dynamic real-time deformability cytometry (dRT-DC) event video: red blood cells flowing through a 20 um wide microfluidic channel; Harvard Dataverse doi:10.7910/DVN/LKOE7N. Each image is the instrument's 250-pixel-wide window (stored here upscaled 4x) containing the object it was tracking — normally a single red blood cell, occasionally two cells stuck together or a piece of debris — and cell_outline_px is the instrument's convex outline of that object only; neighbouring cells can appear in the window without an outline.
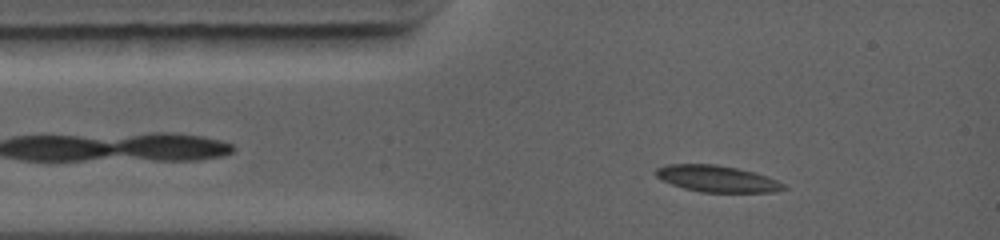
{"species": "common noctule bat (a hibernating species)", "species_latin": "Nyctalus noctula", "temperature_condition": "warm", "stored_images_in_passage": 54, "camera_frame_rate_fps": 5000, "um_per_image_px": 0.085, "animal": {"sex": "female", "body_mass_g": 19.0, "forearm_length_mm": 56.7}, "frame": {"image": 1, "passage_image": 8, "time_ms": 1.4, "image_size_px": [1000, 240], "cell_outline_px": [[788, 188], [772, 192], [700, 192], [684, 188], [672, 184], [656, 176], [652, 172], [656, 168], [664, 164], [716, 164], [736, 168], [768, 176], [784, 184]], "centroid_in_image_um": [60.91, 15.18], "position_along_channel_um": 24.1, "area_um2": 19.71}}
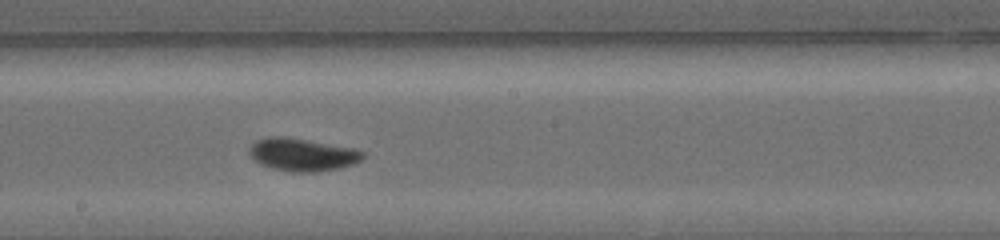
{"frame": {"image": 2, "passage_image": 33, "time_ms": 6.4, "image_size_px": [1000, 240], "cell_outline_px": [[364, 156], [360, 160], [352, 164], [340, 168], [316, 172], [288, 172], [272, 168], [260, 164], [252, 160], [248, 152], [248, 148], [256, 140], [268, 136], [284, 136], [352, 148], [364, 152]], "centroid_in_image_um": [25.63, 13.15], "position_along_channel_um": 222.6, "area_um2": 21.73}}
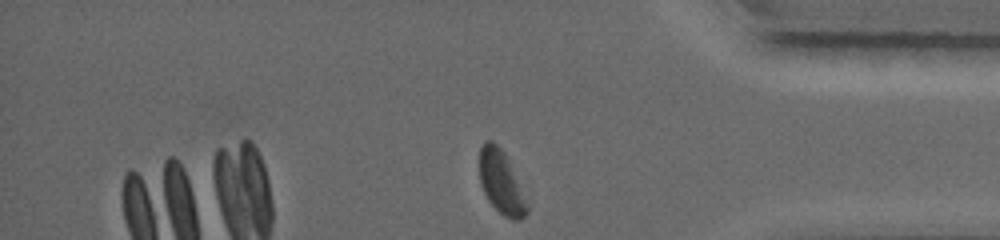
{"frame": {"image": 3, "passage_image": 54, "time_ms": 10.6, "image_size_px": [1000, 240], "cell_outline_px": [[528, 212], [520, 220], [512, 220], [504, 216], [488, 200], [480, 184], [480, 148], [484, 140], [492, 140], [504, 152], [528, 204]], "centroid_in_image_um": [42.59, 15.5], "position_along_channel_um": 392.6, "area_um2": 17.17}, "authors_computed_cell_mechanics": {"area_um2": 20.7791, "velocity_mm_per_s": 4.42, "shape_relaxation_time_tau1_ms": 2.4427, "shape_relaxation_time_tau2_ms": 0.9159, "deformation_change_tau1": 0.1063, "deformation_change_tau2": 0.0394}}